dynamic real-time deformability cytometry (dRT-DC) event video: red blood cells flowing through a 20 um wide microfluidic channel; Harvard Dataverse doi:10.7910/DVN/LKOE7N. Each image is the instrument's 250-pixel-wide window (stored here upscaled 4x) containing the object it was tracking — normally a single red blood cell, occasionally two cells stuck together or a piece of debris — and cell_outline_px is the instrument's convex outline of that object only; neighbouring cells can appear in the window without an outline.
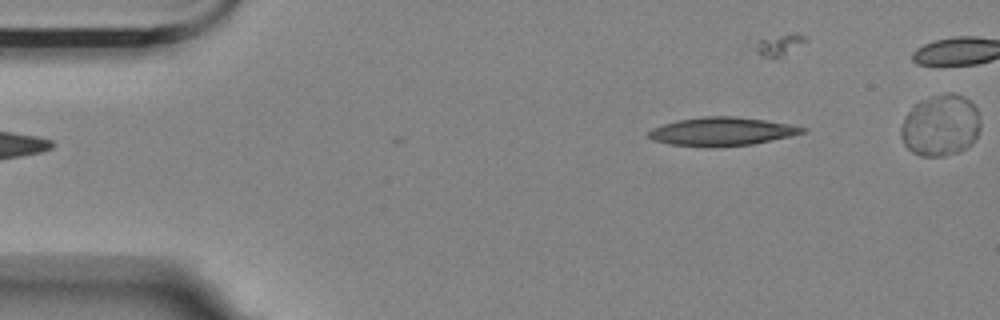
{"species": "Egyptian fruit bat (a non-hibernating species)", "species_latin": "Rousettus aegyptiacus", "temperature_condition": "room temperature", "stored_images_in_passage": 4, "segment_of_instrument_passage": [2, 2], "camera_frame_rate_fps": 3000, "um_per_image_px": 0.085, "animal": {"sex": "female"}, "frame": {"image": 1, "passage_image": 4, "time_ms": 1.0, "image_size_px": [1000, 320], "cell_outline_px": [[808, 128], [804, 132], [792, 136], [752, 144], [668, 144], [652, 140], [648, 136], [648, 132], [652, 128], [676, 120], [704, 116], [736, 116], [764, 120], [788, 124]], "centroid_in_image_um": [61.38, 11.13], "position_along_channel_um": 23.6, "area_um2": 24.45}}